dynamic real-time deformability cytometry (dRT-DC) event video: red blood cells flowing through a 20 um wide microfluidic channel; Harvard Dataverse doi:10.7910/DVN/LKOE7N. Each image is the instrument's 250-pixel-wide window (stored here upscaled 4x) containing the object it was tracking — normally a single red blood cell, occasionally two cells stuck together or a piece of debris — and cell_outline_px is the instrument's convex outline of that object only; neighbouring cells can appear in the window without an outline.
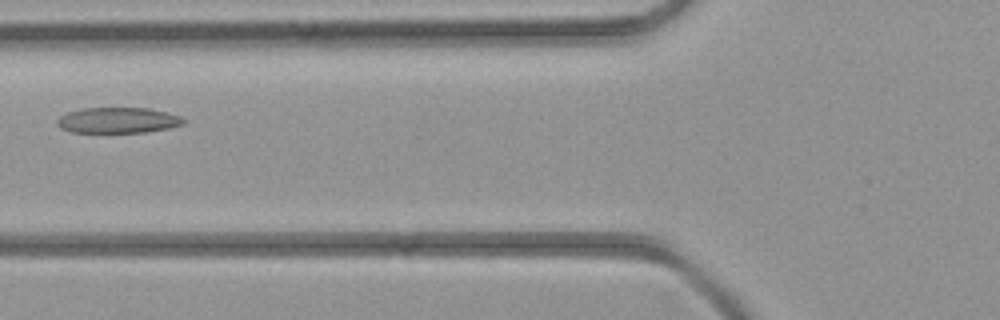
{"species": "common noctule bat (a hibernating species)", "species_latin": "Nyctalus noctula", "temperature_condition": "room temperature", "stored_images_in_passage": 4, "camera_frame_rate_fps": 3000, "um_per_image_px": 0.085, "animal": {"sex": "female", "body_mass_g": 21.9}, "frame": {"image": 1, "passage_image": 4, "time_ms": 3.333, "image_size_px": [1000, 320], "cell_outline_px": [[184, 124], [168, 128], [144, 132], [72, 132], [60, 128], [56, 124], [56, 120], [60, 116], [68, 112], [84, 108], [148, 108], [180, 116], [184, 120]], "centroid_in_image_um": [9.98, 10.22], "position_along_channel_um": 115.8, "area_um2": 18.73}}